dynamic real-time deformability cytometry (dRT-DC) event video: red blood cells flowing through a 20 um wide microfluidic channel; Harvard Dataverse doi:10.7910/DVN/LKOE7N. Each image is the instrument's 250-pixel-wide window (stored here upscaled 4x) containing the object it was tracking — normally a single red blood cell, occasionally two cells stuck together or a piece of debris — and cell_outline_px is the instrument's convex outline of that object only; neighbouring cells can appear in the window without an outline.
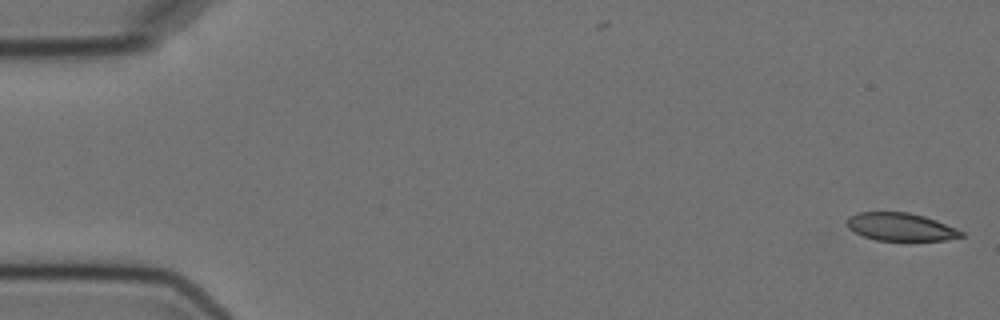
{"species": "Egyptian fruit bat (a non-hibernating species)", "species_latin": "Rousettus aegyptiacus", "temperature_condition": "cold", "stored_images_in_passage": 3, "camera_frame_rate_fps": 3000, "um_per_image_px": 0.085, "animal": {"sex": "female"}, "frame": {"image": 1, "passage_image": 1, "time_ms": 0.0, "image_size_px": [1000, 320], "cell_outline_px": [[964, 236], [944, 240], [908, 244], [876, 240], [864, 236], [848, 228], [848, 216], [856, 212], [908, 212], [924, 216], [936, 220], [964, 232]], "centroid_in_image_um": [76.58, 19.34], "position_along_channel_um": 8.4, "area_um2": 19.36}}